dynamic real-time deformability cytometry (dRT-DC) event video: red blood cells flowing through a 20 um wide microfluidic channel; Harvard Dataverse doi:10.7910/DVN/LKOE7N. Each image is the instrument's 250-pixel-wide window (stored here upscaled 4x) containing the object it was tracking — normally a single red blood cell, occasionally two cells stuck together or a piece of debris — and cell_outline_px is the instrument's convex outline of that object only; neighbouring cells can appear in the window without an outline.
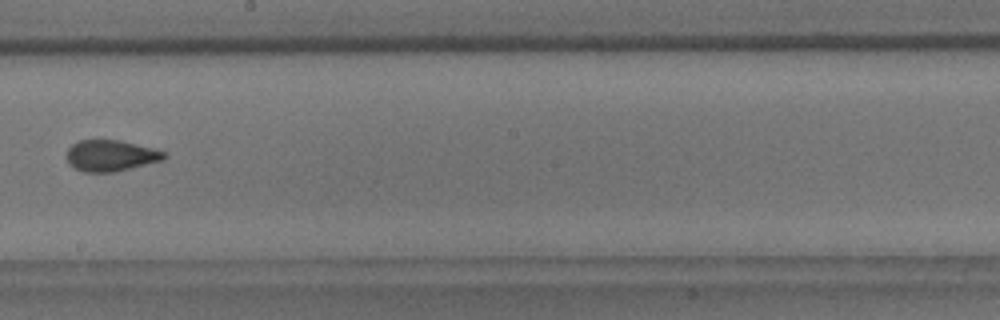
{"species": "common noctule bat (a hibernating species)", "species_latin": "Nyctalus noctula", "temperature_condition": "room temperature", "stored_images_in_passage": 9, "segment_of_instrument_passage": [2, 2], "camera_frame_rate_fps": 3000, "um_per_image_px": 0.085, "animal": {"sex": "male", "body_mass_g": 18.8}, "frame": {"image": 1, "passage_image": 9, "time_ms": 10.0, "image_size_px": [1000, 320], "cell_outline_px": [[168, 156], [164, 160], [116, 172], [84, 172], [68, 164], [64, 156], [68, 148], [72, 144], [80, 140], [120, 140], [156, 148], [168, 152]], "centroid_in_image_um": [9.45, 13.23], "position_along_channel_um": 238.8, "area_um2": 18.21}}